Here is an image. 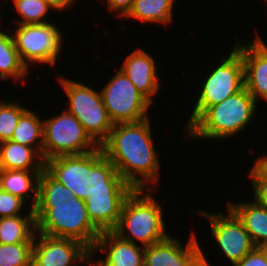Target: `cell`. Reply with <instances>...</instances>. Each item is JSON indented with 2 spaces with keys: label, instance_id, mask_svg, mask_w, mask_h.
<instances>
[{
  "label": "cell",
  "instance_id": "obj_14",
  "mask_svg": "<svg viewBox=\"0 0 267 266\" xmlns=\"http://www.w3.org/2000/svg\"><path fill=\"white\" fill-rule=\"evenodd\" d=\"M254 42L241 45L236 42L234 48L241 54L244 66V87L255 99L267 101V45L258 36Z\"/></svg>",
  "mask_w": 267,
  "mask_h": 266
},
{
  "label": "cell",
  "instance_id": "obj_16",
  "mask_svg": "<svg viewBox=\"0 0 267 266\" xmlns=\"http://www.w3.org/2000/svg\"><path fill=\"white\" fill-rule=\"evenodd\" d=\"M151 103L152 97L160 89V82L156 73L154 58L141 48L135 49L127 55L119 68Z\"/></svg>",
  "mask_w": 267,
  "mask_h": 266
},
{
  "label": "cell",
  "instance_id": "obj_17",
  "mask_svg": "<svg viewBox=\"0 0 267 266\" xmlns=\"http://www.w3.org/2000/svg\"><path fill=\"white\" fill-rule=\"evenodd\" d=\"M128 196H87L84 201L89 219L101 232L112 231L119 223L122 205Z\"/></svg>",
  "mask_w": 267,
  "mask_h": 266
},
{
  "label": "cell",
  "instance_id": "obj_10",
  "mask_svg": "<svg viewBox=\"0 0 267 266\" xmlns=\"http://www.w3.org/2000/svg\"><path fill=\"white\" fill-rule=\"evenodd\" d=\"M12 36L19 57L28 70L32 63L56 64L63 42L56 24L18 25Z\"/></svg>",
  "mask_w": 267,
  "mask_h": 266
},
{
  "label": "cell",
  "instance_id": "obj_22",
  "mask_svg": "<svg viewBox=\"0 0 267 266\" xmlns=\"http://www.w3.org/2000/svg\"><path fill=\"white\" fill-rule=\"evenodd\" d=\"M174 0H135L125 17L145 23L167 25L172 21Z\"/></svg>",
  "mask_w": 267,
  "mask_h": 266
},
{
  "label": "cell",
  "instance_id": "obj_8",
  "mask_svg": "<svg viewBox=\"0 0 267 266\" xmlns=\"http://www.w3.org/2000/svg\"><path fill=\"white\" fill-rule=\"evenodd\" d=\"M222 57L203 83L186 129L209 107L221 103L244 87V66L241 54L235 49Z\"/></svg>",
  "mask_w": 267,
  "mask_h": 266
},
{
  "label": "cell",
  "instance_id": "obj_30",
  "mask_svg": "<svg viewBox=\"0 0 267 266\" xmlns=\"http://www.w3.org/2000/svg\"><path fill=\"white\" fill-rule=\"evenodd\" d=\"M249 172L254 189V201L261 206L267 207V178H264L254 167Z\"/></svg>",
  "mask_w": 267,
  "mask_h": 266
},
{
  "label": "cell",
  "instance_id": "obj_1",
  "mask_svg": "<svg viewBox=\"0 0 267 266\" xmlns=\"http://www.w3.org/2000/svg\"><path fill=\"white\" fill-rule=\"evenodd\" d=\"M149 118L114 124L100 146L118 174L134 190L145 189L159 179L161 163L155 152Z\"/></svg>",
  "mask_w": 267,
  "mask_h": 266
},
{
  "label": "cell",
  "instance_id": "obj_13",
  "mask_svg": "<svg viewBox=\"0 0 267 266\" xmlns=\"http://www.w3.org/2000/svg\"><path fill=\"white\" fill-rule=\"evenodd\" d=\"M178 238L168 236L164 240L144 247V266H194L201 259V247L193 232L182 247Z\"/></svg>",
  "mask_w": 267,
  "mask_h": 266
},
{
  "label": "cell",
  "instance_id": "obj_19",
  "mask_svg": "<svg viewBox=\"0 0 267 266\" xmlns=\"http://www.w3.org/2000/svg\"><path fill=\"white\" fill-rule=\"evenodd\" d=\"M44 166L45 161L34 148L12 140L0 143V169L44 170Z\"/></svg>",
  "mask_w": 267,
  "mask_h": 266
},
{
  "label": "cell",
  "instance_id": "obj_4",
  "mask_svg": "<svg viewBox=\"0 0 267 266\" xmlns=\"http://www.w3.org/2000/svg\"><path fill=\"white\" fill-rule=\"evenodd\" d=\"M257 102L243 87L221 103L207 108L186 130V137L224 139L239 134L256 111Z\"/></svg>",
  "mask_w": 267,
  "mask_h": 266
},
{
  "label": "cell",
  "instance_id": "obj_24",
  "mask_svg": "<svg viewBox=\"0 0 267 266\" xmlns=\"http://www.w3.org/2000/svg\"><path fill=\"white\" fill-rule=\"evenodd\" d=\"M11 140L34 148L42 156L43 148V119L27 110L19 119Z\"/></svg>",
  "mask_w": 267,
  "mask_h": 266
},
{
  "label": "cell",
  "instance_id": "obj_3",
  "mask_svg": "<svg viewBox=\"0 0 267 266\" xmlns=\"http://www.w3.org/2000/svg\"><path fill=\"white\" fill-rule=\"evenodd\" d=\"M36 233L80 241L91 251L101 231L91 222L85 201L72 195L63 203H36Z\"/></svg>",
  "mask_w": 267,
  "mask_h": 266
},
{
  "label": "cell",
  "instance_id": "obj_34",
  "mask_svg": "<svg viewBox=\"0 0 267 266\" xmlns=\"http://www.w3.org/2000/svg\"><path fill=\"white\" fill-rule=\"evenodd\" d=\"M75 0H47V2L58 11H64L67 7H70Z\"/></svg>",
  "mask_w": 267,
  "mask_h": 266
},
{
  "label": "cell",
  "instance_id": "obj_25",
  "mask_svg": "<svg viewBox=\"0 0 267 266\" xmlns=\"http://www.w3.org/2000/svg\"><path fill=\"white\" fill-rule=\"evenodd\" d=\"M73 192L55 180L45 169L38 178L37 203H63Z\"/></svg>",
  "mask_w": 267,
  "mask_h": 266
},
{
  "label": "cell",
  "instance_id": "obj_2",
  "mask_svg": "<svg viewBox=\"0 0 267 266\" xmlns=\"http://www.w3.org/2000/svg\"><path fill=\"white\" fill-rule=\"evenodd\" d=\"M44 169L81 200L87 196L130 195L134 190L101 147L86 154L47 159Z\"/></svg>",
  "mask_w": 267,
  "mask_h": 266
},
{
  "label": "cell",
  "instance_id": "obj_6",
  "mask_svg": "<svg viewBox=\"0 0 267 266\" xmlns=\"http://www.w3.org/2000/svg\"><path fill=\"white\" fill-rule=\"evenodd\" d=\"M61 87L69 99L67 111L83 125L89 136L101 146L113 128L101 93L75 80L59 76Z\"/></svg>",
  "mask_w": 267,
  "mask_h": 266
},
{
  "label": "cell",
  "instance_id": "obj_18",
  "mask_svg": "<svg viewBox=\"0 0 267 266\" xmlns=\"http://www.w3.org/2000/svg\"><path fill=\"white\" fill-rule=\"evenodd\" d=\"M229 207L242 221L256 247H267V207L253 202L232 203Z\"/></svg>",
  "mask_w": 267,
  "mask_h": 266
},
{
  "label": "cell",
  "instance_id": "obj_28",
  "mask_svg": "<svg viewBox=\"0 0 267 266\" xmlns=\"http://www.w3.org/2000/svg\"><path fill=\"white\" fill-rule=\"evenodd\" d=\"M28 110L17 102L0 100V143L11 140L20 117Z\"/></svg>",
  "mask_w": 267,
  "mask_h": 266
},
{
  "label": "cell",
  "instance_id": "obj_21",
  "mask_svg": "<svg viewBox=\"0 0 267 266\" xmlns=\"http://www.w3.org/2000/svg\"><path fill=\"white\" fill-rule=\"evenodd\" d=\"M36 220L31 208L28 215H16L0 218V243H34Z\"/></svg>",
  "mask_w": 267,
  "mask_h": 266
},
{
  "label": "cell",
  "instance_id": "obj_29",
  "mask_svg": "<svg viewBox=\"0 0 267 266\" xmlns=\"http://www.w3.org/2000/svg\"><path fill=\"white\" fill-rule=\"evenodd\" d=\"M24 203L20 197L0 189V218L22 215Z\"/></svg>",
  "mask_w": 267,
  "mask_h": 266
},
{
  "label": "cell",
  "instance_id": "obj_11",
  "mask_svg": "<svg viewBox=\"0 0 267 266\" xmlns=\"http://www.w3.org/2000/svg\"><path fill=\"white\" fill-rule=\"evenodd\" d=\"M227 216L223 213H208L199 211V214L209 220L211 234L218 243V247L232 264L241 261L254 245L249 233L245 230L242 221L227 207Z\"/></svg>",
  "mask_w": 267,
  "mask_h": 266
},
{
  "label": "cell",
  "instance_id": "obj_7",
  "mask_svg": "<svg viewBox=\"0 0 267 266\" xmlns=\"http://www.w3.org/2000/svg\"><path fill=\"white\" fill-rule=\"evenodd\" d=\"M100 146L89 136L83 125L65 110L43 120V160L69 155L86 154Z\"/></svg>",
  "mask_w": 267,
  "mask_h": 266
},
{
  "label": "cell",
  "instance_id": "obj_20",
  "mask_svg": "<svg viewBox=\"0 0 267 266\" xmlns=\"http://www.w3.org/2000/svg\"><path fill=\"white\" fill-rule=\"evenodd\" d=\"M42 171L0 169V189L18 196L24 201L26 198L32 197V194H27L31 191L33 193L31 208L33 209L37 203L38 178Z\"/></svg>",
  "mask_w": 267,
  "mask_h": 266
},
{
  "label": "cell",
  "instance_id": "obj_32",
  "mask_svg": "<svg viewBox=\"0 0 267 266\" xmlns=\"http://www.w3.org/2000/svg\"><path fill=\"white\" fill-rule=\"evenodd\" d=\"M135 0H107L108 11L118 13V16L125 17L132 8Z\"/></svg>",
  "mask_w": 267,
  "mask_h": 266
},
{
  "label": "cell",
  "instance_id": "obj_36",
  "mask_svg": "<svg viewBox=\"0 0 267 266\" xmlns=\"http://www.w3.org/2000/svg\"><path fill=\"white\" fill-rule=\"evenodd\" d=\"M88 262L91 264V266H97L95 262L92 263V254L88 257Z\"/></svg>",
  "mask_w": 267,
  "mask_h": 266
},
{
  "label": "cell",
  "instance_id": "obj_35",
  "mask_svg": "<svg viewBox=\"0 0 267 266\" xmlns=\"http://www.w3.org/2000/svg\"><path fill=\"white\" fill-rule=\"evenodd\" d=\"M194 266H210L203 251H201V259Z\"/></svg>",
  "mask_w": 267,
  "mask_h": 266
},
{
  "label": "cell",
  "instance_id": "obj_5",
  "mask_svg": "<svg viewBox=\"0 0 267 266\" xmlns=\"http://www.w3.org/2000/svg\"><path fill=\"white\" fill-rule=\"evenodd\" d=\"M144 191L143 189L133 190L125 199L119 223L112 231L124 240L134 244L136 240L143 247H148L169 235L165 230L161 205L153 199L150 189L149 192Z\"/></svg>",
  "mask_w": 267,
  "mask_h": 266
},
{
  "label": "cell",
  "instance_id": "obj_33",
  "mask_svg": "<svg viewBox=\"0 0 267 266\" xmlns=\"http://www.w3.org/2000/svg\"><path fill=\"white\" fill-rule=\"evenodd\" d=\"M253 167L264 177L267 178V155L264 153V156L258 157L256 159Z\"/></svg>",
  "mask_w": 267,
  "mask_h": 266
},
{
  "label": "cell",
  "instance_id": "obj_26",
  "mask_svg": "<svg viewBox=\"0 0 267 266\" xmlns=\"http://www.w3.org/2000/svg\"><path fill=\"white\" fill-rule=\"evenodd\" d=\"M16 11L21 16L20 21H16L18 25L26 24H44L47 21V12L53 7L47 0H12ZM47 21V22H46Z\"/></svg>",
  "mask_w": 267,
  "mask_h": 266
},
{
  "label": "cell",
  "instance_id": "obj_9",
  "mask_svg": "<svg viewBox=\"0 0 267 266\" xmlns=\"http://www.w3.org/2000/svg\"><path fill=\"white\" fill-rule=\"evenodd\" d=\"M113 124L147 119L153 105L120 69L100 91Z\"/></svg>",
  "mask_w": 267,
  "mask_h": 266
},
{
  "label": "cell",
  "instance_id": "obj_27",
  "mask_svg": "<svg viewBox=\"0 0 267 266\" xmlns=\"http://www.w3.org/2000/svg\"><path fill=\"white\" fill-rule=\"evenodd\" d=\"M32 248L33 243H0V266H32Z\"/></svg>",
  "mask_w": 267,
  "mask_h": 266
},
{
  "label": "cell",
  "instance_id": "obj_12",
  "mask_svg": "<svg viewBox=\"0 0 267 266\" xmlns=\"http://www.w3.org/2000/svg\"><path fill=\"white\" fill-rule=\"evenodd\" d=\"M32 248V266H75L88 262L91 250L80 241L36 233Z\"/></svg>",
  "mask_w": 267,
  "mask_h": 266
},
{
  "label": "cell",
  "instance_id": "obj_31",
  "mask_svg": "<svg viewBox=\"0 0 267 266\" xmlns=\"http://www.w3.org/2000/svg\"><path fill=\"white\" fill-rule=\"evenodd\" d=\"M233 266H267V247H255Z\"/></svg>",
  "mask_w": 267,
  "mask_h": 266
},
{
  "label": "cell",
  "instance_id": "obj_23",
  "mask_svg": "<svg viewBox=\"0 0 267 266\" xmlns=\"http://www.w3.org/2000/svg\"><path fill=\"white\" fill-rule=\"evenodd\" d=\"M28 72L19 57L12 34L0 30V79L11 77L24 80Z\"/></svg>",
  "mask_w": 267,
  "mask_h": 266
},
{
  "label": "cell",
  "instance_id": "obj_15",
  "mask_svg": "<svg viewBox=\"0 0 267 266\" xmlns=\"http://www.w3.org/2000/svg\"><path fill=\"white\" fill-rule=\"evenodd\" d=\"M105 252V260H98L97 266H144L143 246L122 239L113 231H103L98 237L91 254Z\"/></svg>",
  "mask_w": 267,
  "mask_h": 266
}]
</instances>
